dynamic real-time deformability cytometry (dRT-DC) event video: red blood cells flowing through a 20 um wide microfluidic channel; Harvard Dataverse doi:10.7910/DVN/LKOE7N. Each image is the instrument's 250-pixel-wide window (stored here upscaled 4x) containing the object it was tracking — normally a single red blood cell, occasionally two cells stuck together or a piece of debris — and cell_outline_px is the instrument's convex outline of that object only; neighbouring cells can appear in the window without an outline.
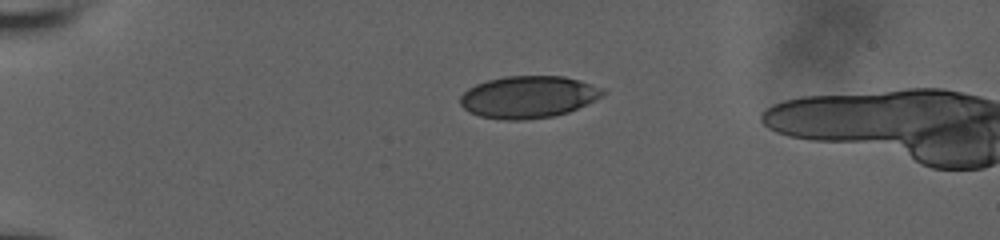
{"species": "human", "species_latin": "Homo sapiens", "temperature_condition": "room temperature", "stored_images_in_passage": 6, "camera_frame_rate_fps": 3000, "um_per_image_px": 0.085, "donor": {"sex": "male"}, "frame": {"image": 1, "passage_image": 1, "time_ms": 0.0, "image_size_px": [1000, 240], "cell_outline_px": [[608, 92], [604, 96], [596, 100], [568, 112], [552, 116], [524, 120], [504, 120], [480, 116], [468, 112], [460, 104], [460, 96], [468, 88], [476, 84], [488, 80], [504, 76], [564, 76], [580, 80], [604, 88]], "centroid_in_image_um": [44.93, 8.24], "position_along_channel_um": 40.1, "area_um2": 35.26}}